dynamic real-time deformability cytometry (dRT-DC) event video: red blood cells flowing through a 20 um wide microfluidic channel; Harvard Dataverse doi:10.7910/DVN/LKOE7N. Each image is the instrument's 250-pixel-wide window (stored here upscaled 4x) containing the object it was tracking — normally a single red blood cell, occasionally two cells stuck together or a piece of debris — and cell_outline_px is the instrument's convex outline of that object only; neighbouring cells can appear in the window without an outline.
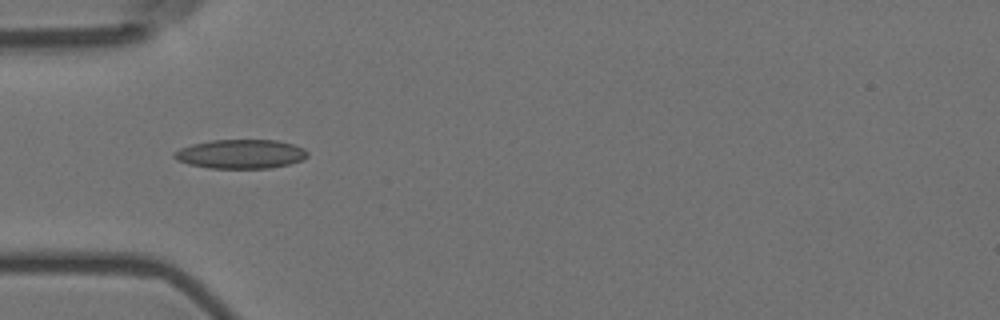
{"species": "Egyptian fruit bat (a non-hibernating species)", "species_latin": "Rousettus aegyptiacus", "temperature_condition": "room temperature", "stored_images_in_passage": 21, "camera_frame_rate_fps": 3000, "um_per_image_px": 0.085, "animal": {"sex": "female"}, "frame": {"image": 1, "passage_image": 1, "time_ms": 0.0, "image_size_px": [1000, 320], "cell_outline_px": [[308, 156], [304, 160], [272, 168], [208, 168], [188, 164], [176, 160], [172, 156], [172, 152], [180, 148], [192, 144], [212, 140], [276, 140], [292, 144], [304, 148], [308, 152]], "centroid_in_image_um": [20.44, 13.09], "position_along_channel_um": 64.6, "area_um2": 22.77}}
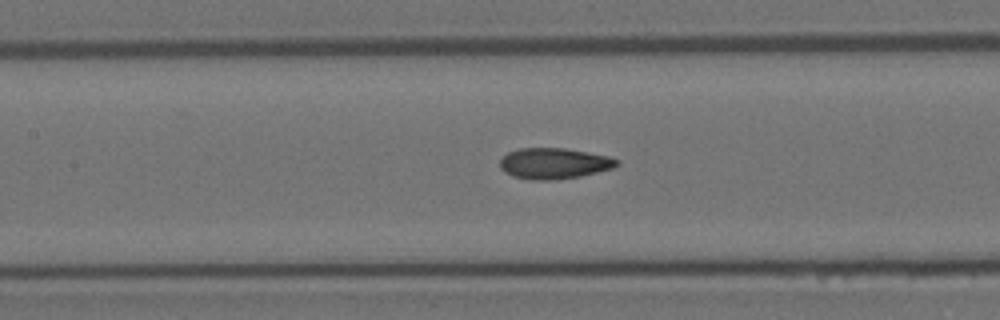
{"frame": {"image": 2, "passage_image": 9, "time_ms": 2.667, "image_size_px": [1000, 320], "cell_outline_px": [[620, 164], [612, 168], [580, 176], [552, 180], [532, 180], [512, 176], [504, 172], [500, 168], [500, 160], [508, 152], [520, 148], [564, 148], [608, 156], [620, 160]], "centroid_in_image_um": [47.08, 13.89], "position_along_channel_um": 160.3, "area_um2": 20.98}}
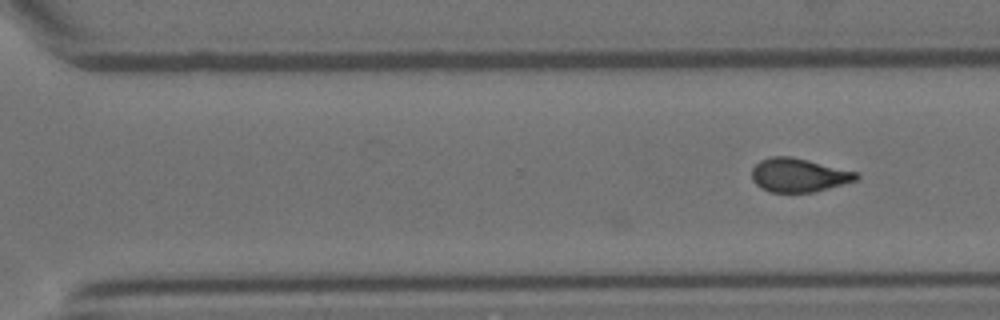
{"frame": {"image": 3, "passage_image": 21, "time_ms": 6.667, "image_size_px": [1000, 320], "cell_outline_px": [[860, 176], [856, 180], [812, 192], [768, 192], [760, 188], [752, 180], [752, 168], [760, 160], [772, 156], [792, 156], [856, 172]], "centroid_in_image_um": [67.83, 14.88], "position_along_channel_um": 302.8, "area_um2": 20.35}}